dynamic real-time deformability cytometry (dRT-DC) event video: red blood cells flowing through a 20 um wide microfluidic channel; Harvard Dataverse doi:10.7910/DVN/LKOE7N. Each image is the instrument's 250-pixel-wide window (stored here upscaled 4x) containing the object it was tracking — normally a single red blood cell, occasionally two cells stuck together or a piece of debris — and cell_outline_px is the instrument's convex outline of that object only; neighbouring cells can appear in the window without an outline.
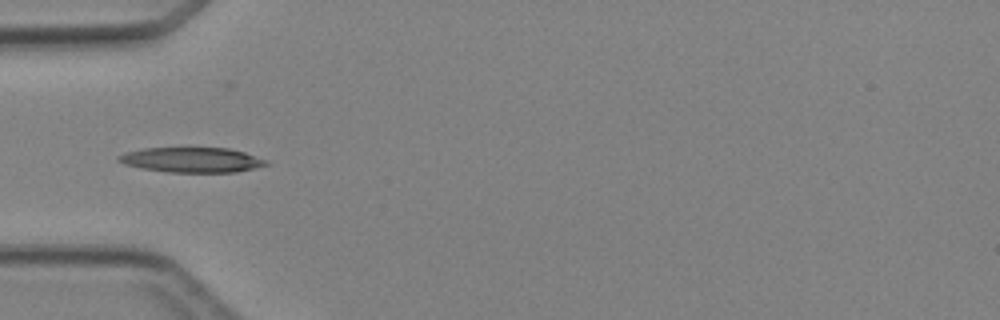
{"species": "Egyptian fruit bat (a non-hibernating species)", "species_latin": "Rousettus aegyptiacus", "temperature_condition": "cold", "stored_images_in_passage": 2, "camera_frame_rate_fps": 3000, "um_per_image_px": 0.085, "animal": {"sex": "female"}, "frame": {"image": 1, "passage_image": 1, "time_ms": 0.0, "image_size_px": [1000, 320], "cell_outline_px": [[272, 164], [236, 172], [168, 172], [140, 168], [124, 164], [116, 160], [116, 156], [124, 152], [144, 148], [228, 148], [244, 152], [268, 160]], "centroid_in_image_um": [16.29, 13.59], "position_along_channel_um": 68.7, "area_um2": 21.68}}
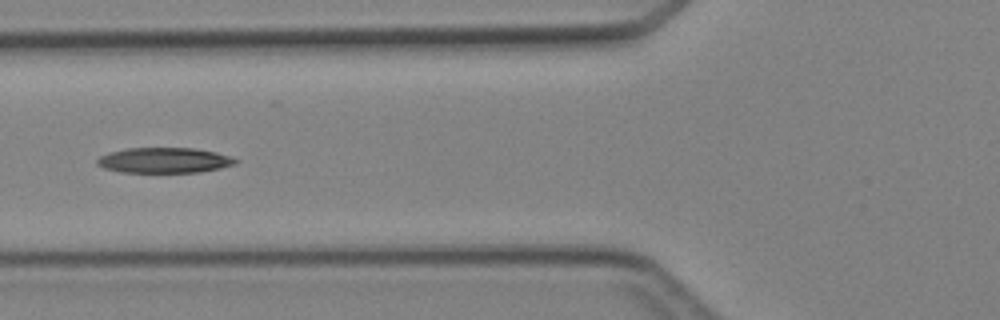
{"frame": {"image": 2, "passage_image": 2, "time_ms": 1.0, "image_size_px": [1000, 320], "cell_outline_px": [[240, 160], [236, 164], [220, 168], [200, 172], [120, 172], [104, 168], [96, 164], [96, 160], [100, 156], [108, 152], [128, 148], [196, 148], [216, 152], [232, 156]], "centroid_in_image_um": [13.99, 13.62], "position_along_channel_um": 111.8, "area_um2": 20.63}}